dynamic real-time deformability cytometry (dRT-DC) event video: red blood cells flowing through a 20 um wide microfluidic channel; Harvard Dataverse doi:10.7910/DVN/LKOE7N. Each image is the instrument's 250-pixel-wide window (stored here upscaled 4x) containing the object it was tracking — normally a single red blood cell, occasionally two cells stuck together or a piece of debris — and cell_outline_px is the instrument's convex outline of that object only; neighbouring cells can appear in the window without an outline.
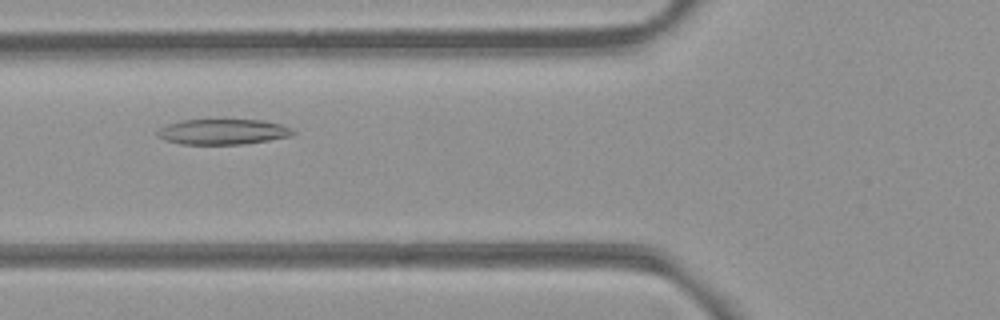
{"species": "common noctule bat (a hibernating species)", "species_latin": "Nyctalus noctula", "temperature_condition": "room temperature", "stored_images_in_passage": 44, "camera_frame_rate_fps": 3000, "um_per_image_px": 0.085, "animal": {"sex": "female", "body_mass_g": 21.9}, "frame": {"image": 1, "passage_image": 11, "time_ms": 3.333, "image_size_px": [1000, 320], "cell_outline_px": [[296, 132], [292, 136], [268, 140], [240, 144], [180, 144], [164, 140], [156, 136], [156, 132], [164, 124], [184, 120], [264, 120], [280, 124], [292, 128]], "centroid_in_image_um": [18.91, 11.2], "position_along_channel_um": 106.9, "area_um2": 20.17}}
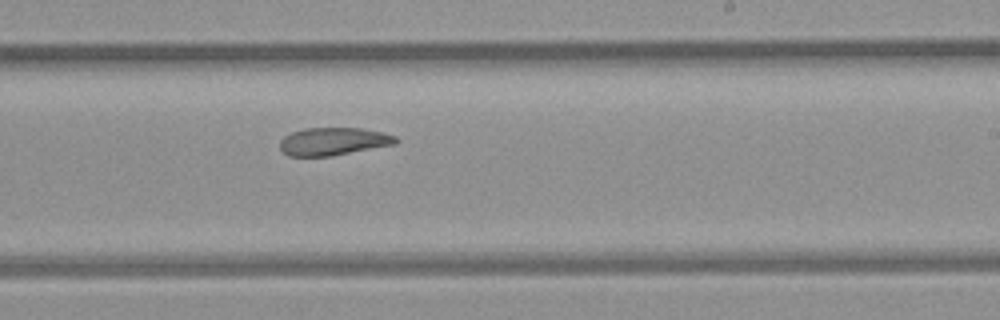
{"frame": {"image": 2, "passage_image": 23, "time_ms": 7.333, "image_size_px": [1000, 320], "cell_outline_px": [[400, 140], [396, 144], [332, 156], [288, 156], [280, 148], [280, 140], [284, 136], [292, 132], [304, 128], [360, 128], [384, 132], [396, 136]], "centroid_in_image_um": [28.36, 12.02], "position_along_channel_um": 260.6, "area_um2": 18.9}}
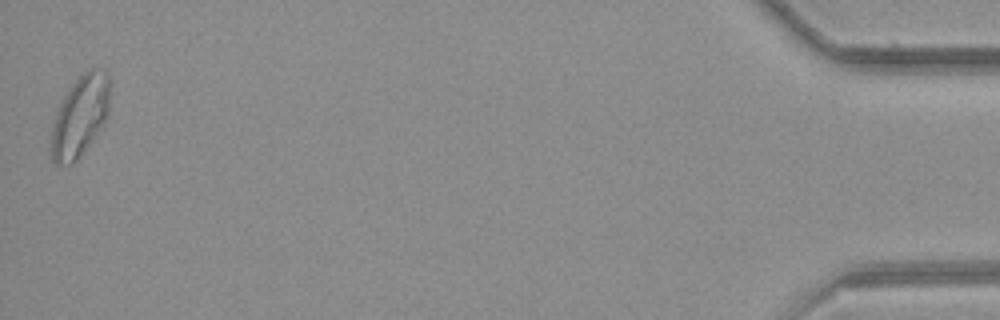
{"frame": {"image": 3, "passage_image": 44, "time_ms": 14.333, "image_size_px": [1000, 320], "cell_outline_px": [[108, 116], [104, 124], [76, 160], [72, 164], [52, 164], [48, 152], [48, 148], [56, 108], [68, 88], [88, 68], [104, 68], [108, 72]], "centroid_in_image_um": [6.74, 9.89], "position_along_channel_um": 428.5, "area_um2": 28.09}, "authors_computed_cell_mechanics": {"area_um2": 21.0103, "velocity_mm_per_s": 3.8484, "shape_relaxation_time_tau1_ms": null, "shape_relaxation_time_tau2_ms": 3.296, "deformation_change_tau1": null, "deformation_change_tau2": 0.0934}}